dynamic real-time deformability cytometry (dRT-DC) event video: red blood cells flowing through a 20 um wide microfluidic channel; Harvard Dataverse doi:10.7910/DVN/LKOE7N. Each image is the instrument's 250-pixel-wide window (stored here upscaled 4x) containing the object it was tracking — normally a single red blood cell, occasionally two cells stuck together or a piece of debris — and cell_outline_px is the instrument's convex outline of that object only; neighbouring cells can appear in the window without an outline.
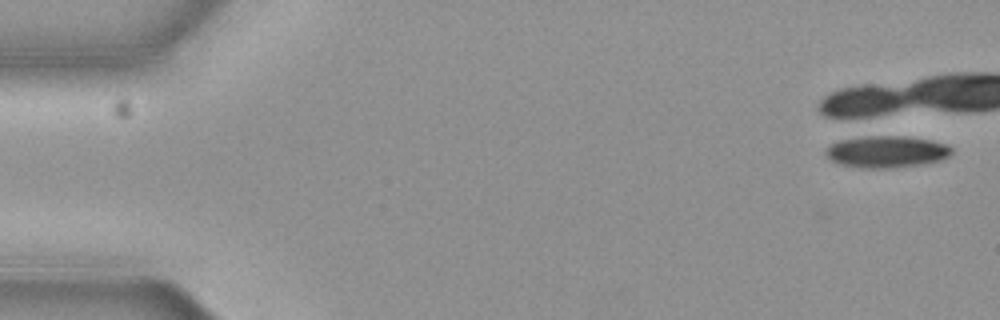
{"species": "common noctule bat (a hibernating species)", "species_latin": "Nyctalus noctula", "temperature_condition": "cold", "stored_images_in_passage": 7, "camera_frame_rate_fps": 3000, "um_per_image_px": 0.085, "animal": {"sex": "female", "body_mass_g": 19.3, "forearm_length_mm": 54.1}, "frame": {"image": 1, "passage_image": 1, "time_ms": 0.0, "image_size_px": [1000, 320], "cell_outline_px": [[952, 152], [948, 156], [940, 160], [920, 164], [888, 168], [860, 168], [840, 164], [832, 160], [824, 152], [832, 144], [840, 140], [872, 132], [904, 136], [928, 140], [944, 144], [952, 148]], "centroid_in_image_um": [75.3, 12.85], "position_along_channel_um": 9.7, "area_um2": 23.76}}
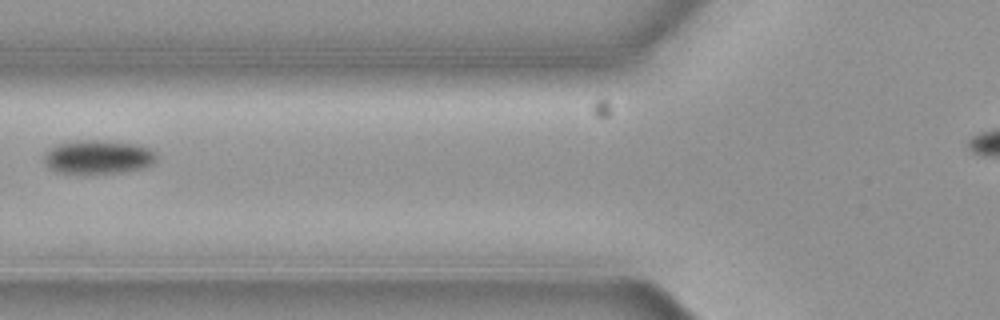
{"frame": {"image": 2, "passage_image": 7, "time_ms": 2.0, "image_size_px": [1000, 320], "cell_outline_px": [[160, 156], [152, 164], [144, 168], [120, 172], [56, 172], [48, 168], [44, 160], [44, 156], [52, 148], [60, 144], [76, 140], [104, 140], [136, 144], [148, 148], [156, 152]], "centroid_in_image_um": [8.41, 13.33], "position_along_channel_um": 117.4, "area_um2": 21.85}}